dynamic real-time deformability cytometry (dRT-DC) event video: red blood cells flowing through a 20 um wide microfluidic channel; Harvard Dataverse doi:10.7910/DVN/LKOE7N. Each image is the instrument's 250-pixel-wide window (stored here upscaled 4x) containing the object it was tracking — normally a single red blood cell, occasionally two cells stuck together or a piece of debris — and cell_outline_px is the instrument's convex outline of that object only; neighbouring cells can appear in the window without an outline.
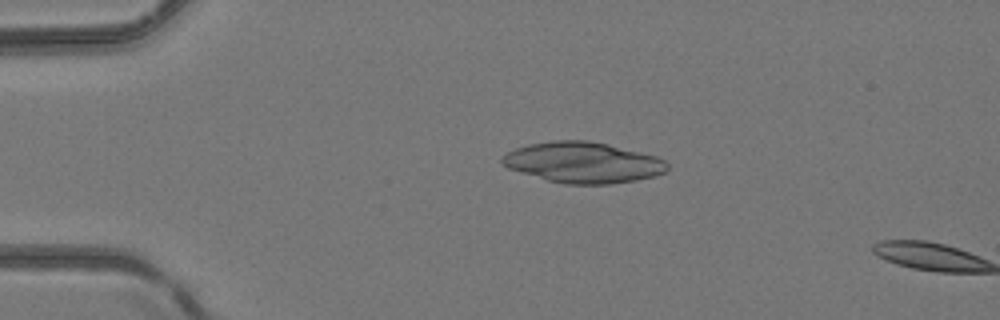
{"species": "common noctule bat (a hibernating species)", "species_latin": "Nyctalus noctula", "temperature_condition": "room temperature", "stored_images_in_passage": 2, "camera_frame_rate_fps": 3000, "um_per_image_px": 0.085, "animal": {"sex": "female", "body_mass_g": 24.6, "forearm_length_mm": 56.2}, "frame": {"image": 1, "passage_image": 1, "time_ms": 0.0, "image_size_px": [1000, 320], "cell_outline_px": [[668, 168], [664, 172], [656, 176], [636, 180], [612, 184], [564, 184], [548, 180], [508, 168], [500, 164], [500, 160], [508, 152], [516, 148], [528, 144], [552, 140], [588, 140], [608, 144], [656, 156], [664, 160], [668, 164]], "centroid_in_image_um": [49.56, 13.81], "position_along_channel_um": 35.4, "area_um2": 39.25}}